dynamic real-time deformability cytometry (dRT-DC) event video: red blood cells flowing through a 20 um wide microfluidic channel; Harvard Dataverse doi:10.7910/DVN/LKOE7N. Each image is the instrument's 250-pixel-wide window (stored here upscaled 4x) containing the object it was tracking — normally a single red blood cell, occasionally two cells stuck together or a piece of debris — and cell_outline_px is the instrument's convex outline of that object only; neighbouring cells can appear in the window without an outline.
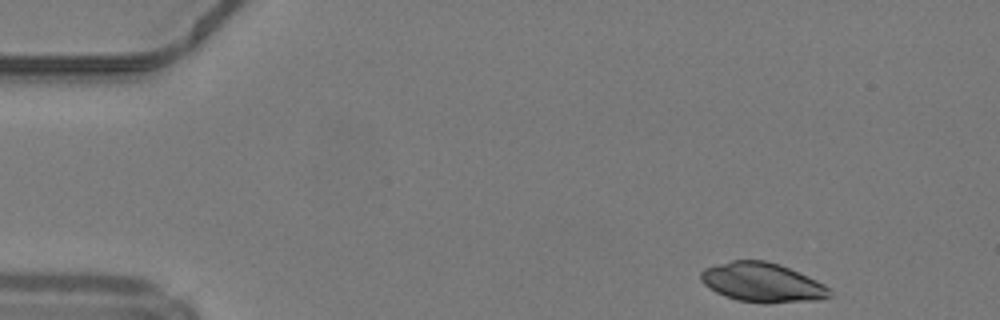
{"species": "common noctule bat (a hibernating species)", "species_latin": "Nyctalus noctula", "temperature_condition": "warm", "stored_images_in_passage": 44, "camera_frame_rate_fps": 3000, "um_per_image_px": 0.085, "animal": {"sex": "male", "body_mass_g": 19.2, "forearm_length_mm": 51.8}, "frame": {"image": 1, "passage_image": 1, "time_ms": 0.0, "image_size_px": [1000, 320], "cell_outline_px": [[832, 296], [820, 300], [736, 300], [724, 296], [708, 288], [700, 280], [700, 272], [704, 268], [716, 264], [732, 260], [764, 260], [780, 264], [816, 280], [824, 284], [832, 292]], "centroid_in_image_um": [64.74, 23.95], "position_along_channel_um": 20.3, "area_um2": 28.67}}